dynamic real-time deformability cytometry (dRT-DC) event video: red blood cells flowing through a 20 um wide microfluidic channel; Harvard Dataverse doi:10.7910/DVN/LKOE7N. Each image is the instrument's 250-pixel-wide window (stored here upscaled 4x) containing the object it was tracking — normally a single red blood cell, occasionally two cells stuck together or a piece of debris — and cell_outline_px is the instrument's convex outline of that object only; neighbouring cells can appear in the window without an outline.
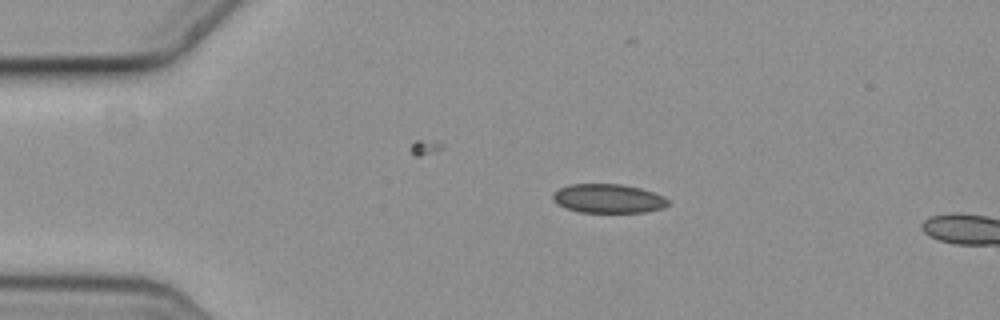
{"species": "common noctule bat (a hibernating species)", "species_latin": "Nyctalus noctula", "temperature_condition": "cold", "stored_images_in_passage": 2, "camera_frame_rate_fps": 3000, "um_per_image_px": 0.085, "animal": {"sex": "female", "body_mass_g": 19.3, "forearm_length_mm": 54.1}, "frame": {"image": 1, "passage_image": 1, "time_ms": 0.0, "image_size_px": [1000, 320], "cell_outline_px": [[668, 204], [664, 208], [644, 212], [580, 212], [564, 208], [552, 200], [552, 192], [560, 188], [572, 184], [620, 184], [640, 188], [652, 192], [668, 200]], "centroid_in_image_um": [51.64, 16.88], "position_along_channel_um": 33.4, "area_um2": 19.36}}